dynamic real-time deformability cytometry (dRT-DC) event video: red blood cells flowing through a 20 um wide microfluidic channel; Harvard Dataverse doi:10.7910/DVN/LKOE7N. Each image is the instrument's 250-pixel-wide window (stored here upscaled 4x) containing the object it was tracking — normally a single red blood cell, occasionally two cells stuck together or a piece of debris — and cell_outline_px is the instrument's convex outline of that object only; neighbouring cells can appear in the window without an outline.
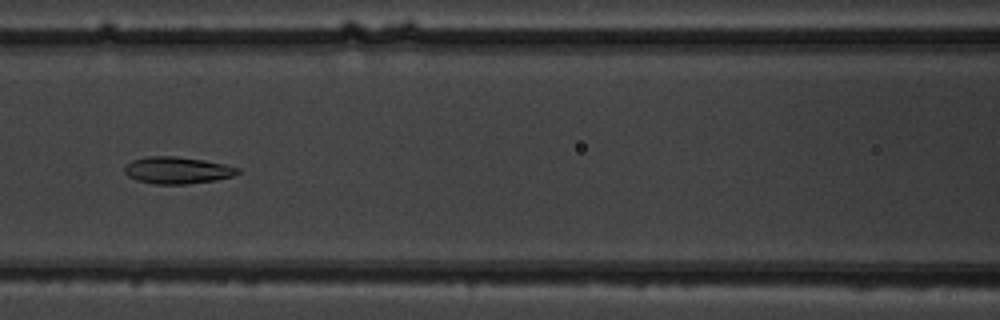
{"species": "common noctule bat (a hibernating species)", "species_latin": "Nyctalus noctula", "temperature_condition": "warm", "stored_images_in_passage": 9, "camera_frame_rate_fps": 3000, "um_per_image_px": 0.085, "animal": {"sex": "male", "body_mass_g": 19.5, "forearm_length_mm": 54.6}, "frame": {"image": 1, "passage_image": 6, "time_ms": 6.0, "image_size_px": [1000, 320], "cell_outline_px": [[240, 172], [232, 176], [216, 180], [188, 184], [152, 184], [136, 180], [128, 176], [124, 172], [124, 168], [132, 160], [148, 156], [176, 156], [204, 160], [224, 164], [240, 168]], "centroid_in_image_um": [15.07, 14.47], "position_along_channel_um": 151.5, "area_um2": 17.8}}
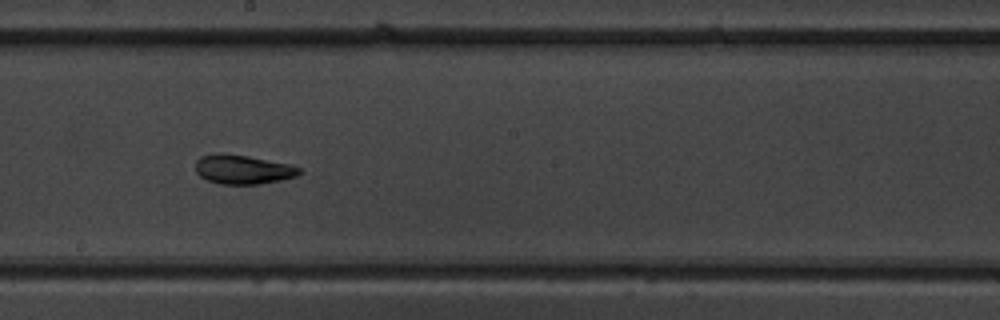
{"frame": {"image": 2, "passage_image": 8, "time_ms": 8.0, "image_size_px": [1000, 320], "cell_outline_px": [[300, 172], [296, 176], [280, 180], [260, 184], [220, 184], [208, 180], [200, 176], [196, 172], [196, 160], [200, 156], [216, 152], [220, 152], [248, 156], [288, 164], [300, 168]], "centroid_in_image_um": [20.59, 14.39], "position_along_channel_um": 227.6, "area_um2": 17.63}}
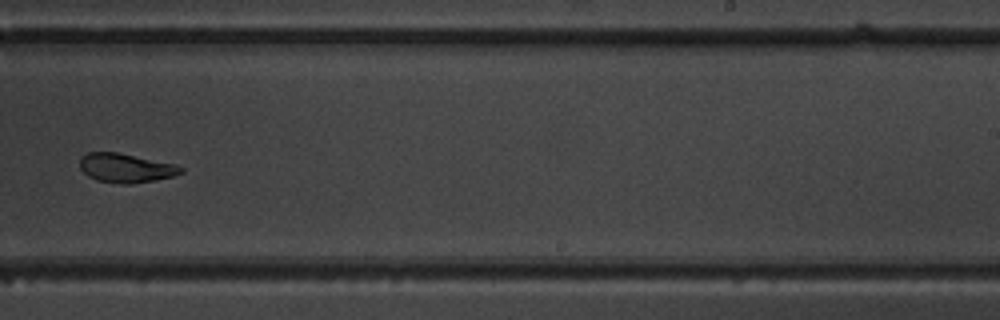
{"frame": {"image": 3, "passage_image": 9, "time_ms": 9.333, "image_size_px": [1000, 320], "cell_outline_px": [[184, 172], [172, 176], [156, 180], [132, 184], [120, 184], [96, 180], [88, 176], [80, 168], [80, 156], [88, 152], [116, 152], [176, 164], [184, 168]], "centroid_in_image_um": [10.69, 14.28], "position_along_channel_um": 278.3, "area_um2": 17.22}}